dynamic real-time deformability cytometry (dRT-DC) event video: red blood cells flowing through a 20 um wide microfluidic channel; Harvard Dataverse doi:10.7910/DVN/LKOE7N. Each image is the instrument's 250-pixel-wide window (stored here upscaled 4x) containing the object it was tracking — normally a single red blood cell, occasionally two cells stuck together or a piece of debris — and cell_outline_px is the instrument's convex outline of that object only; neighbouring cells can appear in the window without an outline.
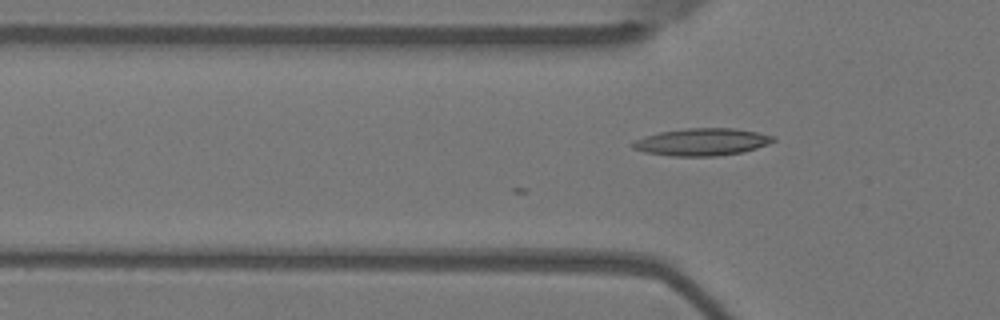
{"species": "Egyptian fruit bat (a non-hibernating species)", "species_latin": "Rousettus aegyptiacus", "temperature_condition": "warm", "stored_images_in_passage": 3, "camera_frame_rate_fps": 3000, "um_per_image_px": 0.085, "animal": {"sex": "female"}, "frame": {"image": 1, "passage_image": 3, "time_ms": 0.667, "image_size_px": [1000, 320], "cell_outline_px": [[776, 140], [768, 144], [756, 148], [740, 152], [716, 156], [672, 156], [644, 152], [632, 148], [628, 144], [632, 140], [644, 136], [660, 132], [684, 128], [732, 128], [756, 132], [776, 136]], "centroid_in_image_um": [59.6, 12.06], "position_along_channel_um": 66.2, "area_um2": 22.48}}